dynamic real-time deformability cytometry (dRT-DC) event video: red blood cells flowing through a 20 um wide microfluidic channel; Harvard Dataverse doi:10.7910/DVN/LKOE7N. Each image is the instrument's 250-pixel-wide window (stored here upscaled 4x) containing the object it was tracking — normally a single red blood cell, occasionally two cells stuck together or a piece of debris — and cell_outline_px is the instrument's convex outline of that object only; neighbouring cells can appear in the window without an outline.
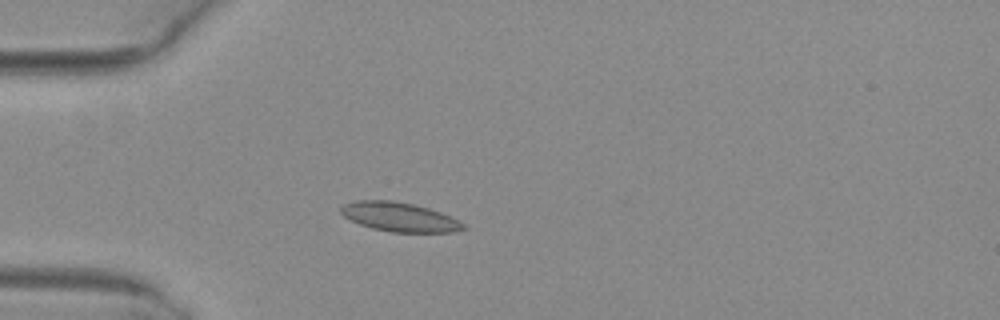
{"species": "common noctule bat (a hibernating species)", "species_latin": "Nyctalus noctula", "temperature_condition": "warm", "stored_images_in_passage": 4, "camera_frame_rate_fps": 3000, "um_per_image_px": 0.085, "animal": {"sex": "female", "body_mass_g": 29.2, "forearm_length_mm": 56.3}, "frame": {"image": 1, "passage_image": 4, "time_ms": 1.0, "image_size_px": [1000, 320], "cell_outline_px": [[468, 228], [456, 232], [392, 232], [372, 228], [360, 224], [344, 216], [340, 212], [340, 208], [344, 204], [356, 200], [392, 200], [412, 204], [428, 208], [440, 212], [464, 224]], "centroid_in_image_um": [33.95, 18.44], "position_along_channel_um": 51.1, "area_um2": 20.63}}